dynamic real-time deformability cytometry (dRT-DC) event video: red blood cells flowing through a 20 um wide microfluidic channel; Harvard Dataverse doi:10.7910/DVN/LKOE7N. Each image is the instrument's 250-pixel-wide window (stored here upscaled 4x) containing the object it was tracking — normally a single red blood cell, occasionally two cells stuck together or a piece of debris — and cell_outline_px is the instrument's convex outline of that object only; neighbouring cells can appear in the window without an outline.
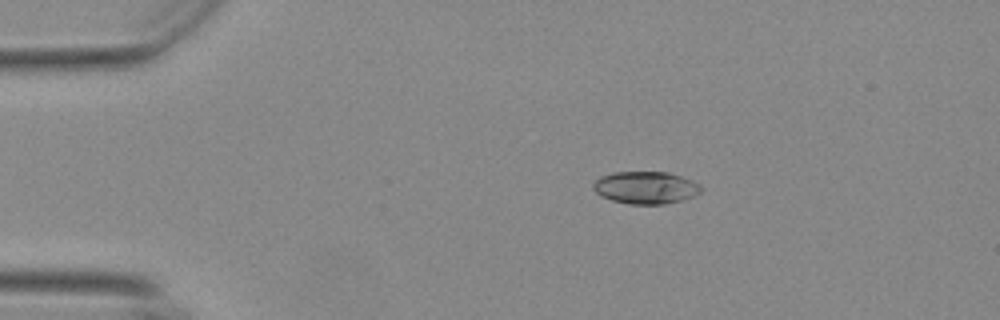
{"species": "Egyptian fruit bat (a non-hibernating species)", "species_latin": "Rousettus aegyptiacus", "temperature_condition": "warm", "stored_images_in_passage": 22, "camera_frame_rate_fps": 3000, "um_per_image_px": 0.085, "animal": {"sex": "female"}, "frame": {"image": 1, "passage_image": 1, "time_ms": 0.0, "image_size_px": [1000, 320], "cell_outline_px": [[704, 188], [700, 192], [692, 196], [680, 200], [664, 204], [628, 204], [612, 200], [600, 196], [592, 188], [592, 184], [600, 176], [612, 172], [668, 172], [692, 180], [700, 184]], "centroid_in_image_um": [54.86, 15.94], "position_along_channel_um": 30.1, "area_um2": 20.4}}
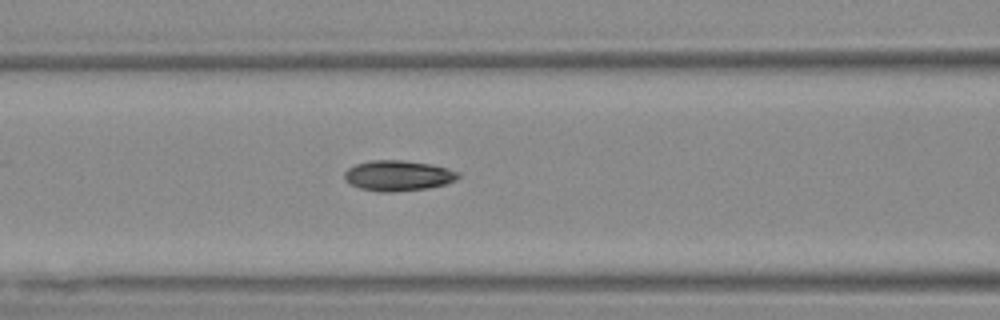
{"frame": {"image": 2, "passage_image": 14, "time_ms": 4.333, "image_size_px": [1000, 320], "cell_outline_px": [[460, 176], [456, 180], [444, 184], [428, 188], [392, 192], [380, 192], [360, 188], [352, 184], [344, 176], [344, 172], [348, 168], [356, 164], [372, 160], [400, 160], [432, 164], [460, 172]], "centroid_in_image_um": [33.86, 14.92], "position_along_channel_um": 132.7, "area_um2": 20.06}}
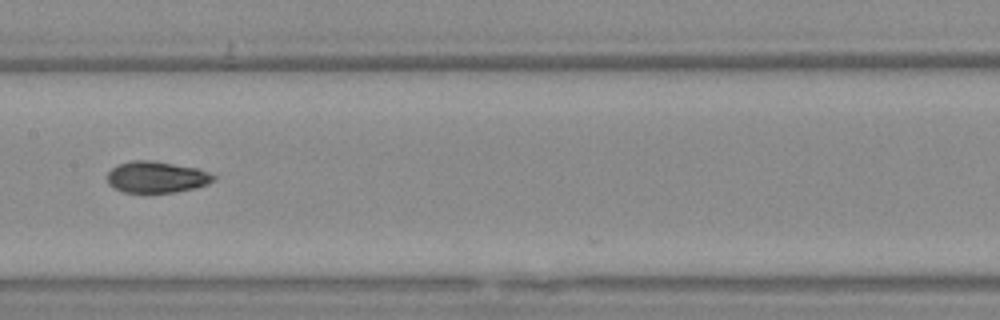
{"frame": {"image": 3, "passage_image": 19, "time_ms": 6.0, "image_size_px": [1000, 320], "cell_outline_px": [[216, 176], [208, 184], [196, 188], [176, 192], [124, 192], [108, 184], [108, 172], [112, 168], [120, 164], [132, 160], [152, 160], [196, 168], [208, 172]], "centroid_in_image_um": [13.31, 15.05], "position_along_channel_um": 194.1, "area_um2": 19.25}}